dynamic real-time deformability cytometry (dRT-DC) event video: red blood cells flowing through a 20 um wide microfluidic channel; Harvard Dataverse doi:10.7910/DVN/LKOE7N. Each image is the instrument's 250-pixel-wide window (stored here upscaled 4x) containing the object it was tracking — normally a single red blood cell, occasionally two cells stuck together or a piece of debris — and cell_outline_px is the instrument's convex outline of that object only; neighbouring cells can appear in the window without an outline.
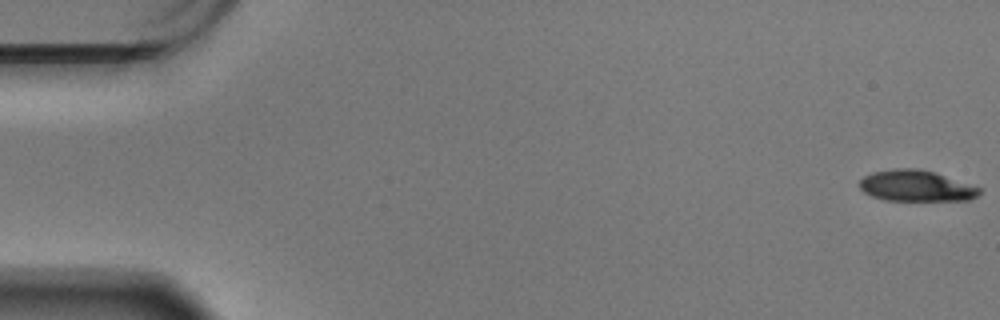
{"species": "Egyptian fruit bat (a non-hibernating species)", "species_latin": "Rousettus aegyptiacus", "temperature_condition": "warm", "stored_images_in_passage": 10, "camera_frame_rate_fps": 3000, "um_per_image_px": 0.085, "animal": {"sex": "male"}, "frame": {"image": 1, "passage_image": 1, "time_ms": 0.0, "image_size_px": [1000, 320], "cell_outline_px": [[980, 192], [976, 196], [968, 200], [884, 200], [872, 196], [864, 192], [860, 188], [860, 180], [864, 176], [872, 172], [896, 168], [916, 168], [936, 172], [980, 188]], "centroid_in_image_um": [77.84, 15.79], "position_along_channel_um": 7.2, "area_um2": 21.56}}